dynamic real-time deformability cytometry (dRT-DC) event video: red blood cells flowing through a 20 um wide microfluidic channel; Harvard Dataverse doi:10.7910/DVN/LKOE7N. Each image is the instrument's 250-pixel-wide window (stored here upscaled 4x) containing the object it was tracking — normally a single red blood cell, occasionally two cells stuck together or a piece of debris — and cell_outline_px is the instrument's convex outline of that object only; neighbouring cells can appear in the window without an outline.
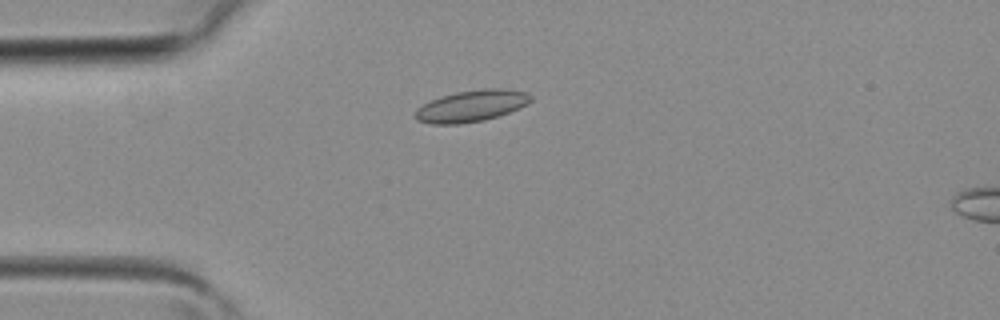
{"species": "common noctule bat (a hibernating species)", "species_latin": "Nyctalus noctula", "temperature_condition": "room temperature", "stored_images_in_passage": 3, "camera_frame_rate_fps": 3000, "um_per_image_px": 0.085, "animal": {"sex": "female", "body_mass_g": 19.3, "forearm_length_mm": 54.1}, "frame": {"image": 1, "passage_image": 2, "time_ms": 0.333, "image_size_px": [1000, 320], "cell_outline_px": [[532, 100], [520, 108], [500, 116], [484, 120], [456, 124], [432, 124], [416, 120], [416, 108], [440, 96], [456, 92], [484, 88], [504, 88], [528, 92], [532, 96]], "centroid_in_image_um": [40.11, 8.99], "position_along_channel_um": 44.9, "area_um2": 21.33}}